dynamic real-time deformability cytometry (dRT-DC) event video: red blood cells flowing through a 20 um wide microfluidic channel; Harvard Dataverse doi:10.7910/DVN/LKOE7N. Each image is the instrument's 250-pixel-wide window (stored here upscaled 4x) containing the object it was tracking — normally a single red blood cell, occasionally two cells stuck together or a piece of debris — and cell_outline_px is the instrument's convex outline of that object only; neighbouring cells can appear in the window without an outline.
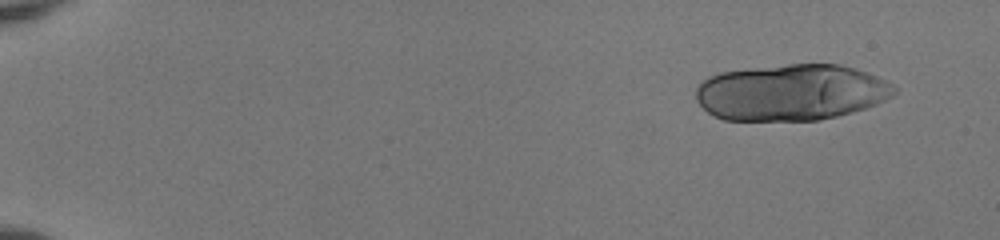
{"species": "human", "species_latin": "Homo sapiens", "temperature_condition": "room temperature", "stored_images_in_passage": 21, "camera_frame_rate_fps": 3000, "um_per_image_px": 0.085, "donor": {"sex": "female"}, "frame": {"image": 1, "passage_image": 4, "time_ms": 1.0, "image_size_px": [1000, 240], "cell_outline_px": [[896, 92], [892, 96], [876, 104], [864, 108], [836, 116], [820, 120], [724, 120], [708, 112], [696, 100], [696, 88], [708, 76], [720, 72], [788, 64], [840, 64], [856, 68], [888, 80], [896, 88]], "centroid_in_image_um": [67.27, 7.84], "position_along_channel_um": 17.7, "area_um2": 65.03}}